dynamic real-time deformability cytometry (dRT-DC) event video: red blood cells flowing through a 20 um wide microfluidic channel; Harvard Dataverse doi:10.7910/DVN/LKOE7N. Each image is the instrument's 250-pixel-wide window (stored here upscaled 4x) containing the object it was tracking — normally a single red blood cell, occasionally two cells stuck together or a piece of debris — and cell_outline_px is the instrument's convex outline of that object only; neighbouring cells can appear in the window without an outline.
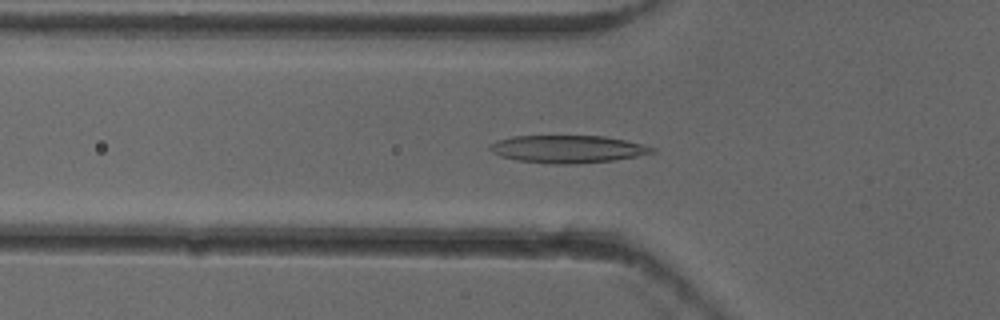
{"species": "common noctule bat (a hibernating species)", "species_latin": "Nyctalus noctula", "temperature_condition": "cold", "stored_images_in_passage": 52, "camera_frame_rate_fps": 3000, "um_per_image_px": 0.085, "animal": {"sex": "female"}, "frame": {"image": 1, "passage_image": 18, "time_ms": 5.667, "image_size_px": [1000, 320], "cell_outline_px": [[656, 152], [636, 156], [612, 160], [580, 164], [552, 164], [516, 160], [500, 156], [492, 152], [488, 148], [488, 144], [512, 136], [604, 136], [624, 140], [656, 148]], "centroid_in_image_um": [48.22, 12.68], "position_along_channel_um": 77.6, "area_um2": 26.01}}
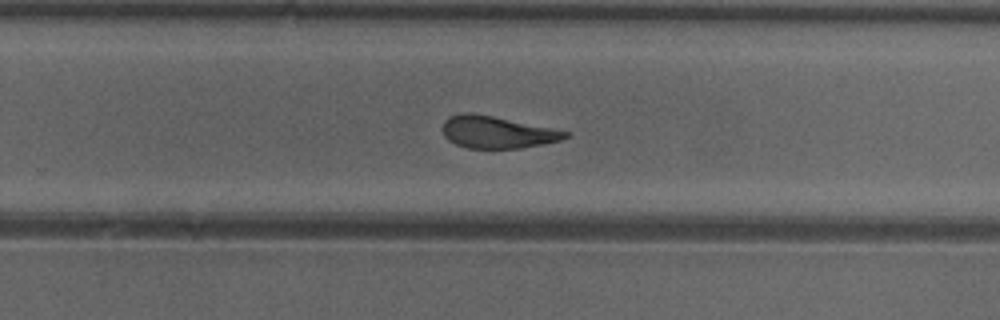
{"frame": {"image": 2, "passage_image": 34, "time_ms": 11.0, "image_size_px": [1000, 320], "cell_outline_px": [[572, 132], [568, 136], [560, 140], [544, 144], [520, 148], [468, 148], [456, 144], [448, 140], [444, 136], [444, 120], [452, 116], [464, 112], [472, 112]], "centroid_in_image_um": [42.27, 11.24], "position_along_channel_um": 287.5, "area_um2": 22.72}}
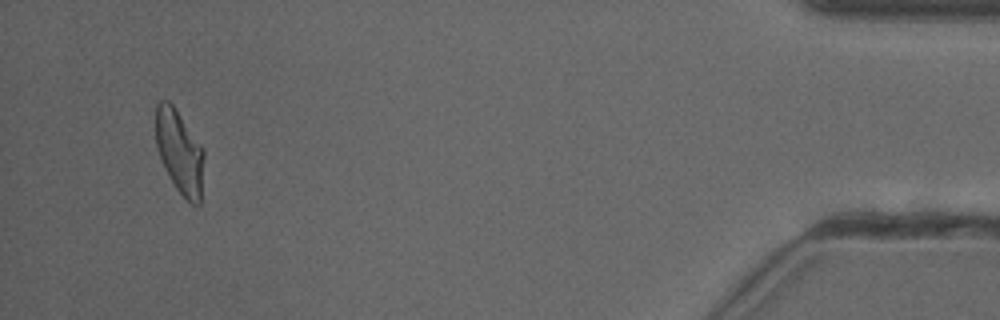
{"frame": {"image": 3, "passage_image": 50, "time_ms": 16.333, "image_size_px": [1000, 320], "cell_outline_px": [[204, 156], [200, 204], [192, 204], [176, 188], [156, 148], [156, 104], [160, 100], [168, 100], [172, 104], [204, 148]], "centroid_in_image_um": [15.27, 12.87], "position_along_channel_um": 419.9, "area_um2": 23.12}, "authors_computed_cell_mechanics": {"area_um2": 24.3338, "velocity_mm_per_s": 3.9151, "shape_relaxation_time_tau1_ms": 5.8544, "shape_relaxation_time_tau2_ms": 2.3468, "deformation_change_tau1": 0.1863, "deformation_change_tau2": 0.1077}}